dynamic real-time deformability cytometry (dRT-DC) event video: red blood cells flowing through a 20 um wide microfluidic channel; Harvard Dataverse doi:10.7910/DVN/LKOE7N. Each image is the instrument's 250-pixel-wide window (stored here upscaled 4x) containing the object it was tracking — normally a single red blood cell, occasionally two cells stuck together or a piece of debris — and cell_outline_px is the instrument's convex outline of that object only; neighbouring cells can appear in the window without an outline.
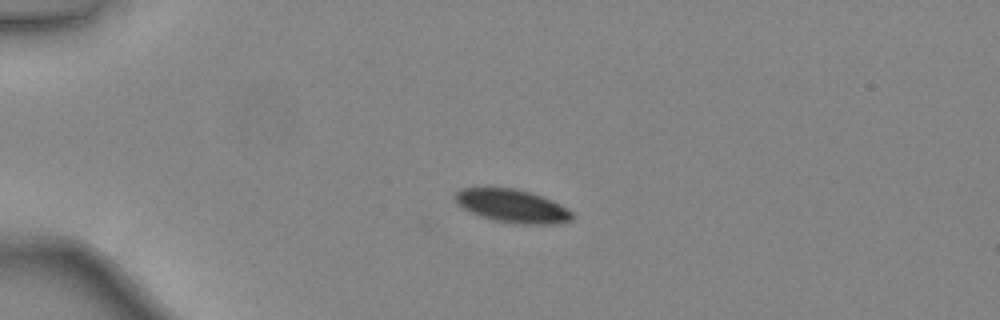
{"species": "common noctule bat (a hibernating species)", "species_latin": "Nyctalus noctula", "temperature_condition": "warm", "stored_images_in_passage": 36, "camera_frame_rate_fps": 3000, "um_per_image_px": 0.085, "animal": {"sex": "female", "body_mass_g": 24.6, "forearm_length_mm": 56.2}, "frame": {"image": 1, "passage_image": 1, "time_ms": 0.0, "image_size_px": [1000, 320], "cell_outline_px": [[572, 220], [560, 224], [516, 224], [492, 220], [480, 216], [456, 204], [452, 196], [460, 188], [516, 188], [552, 200], [568, 208], [572, 212]], "centroid_in_image_um": [43.53, 17.52], "position_along_channel_um": 41.5, "area_um2": 22.77}}
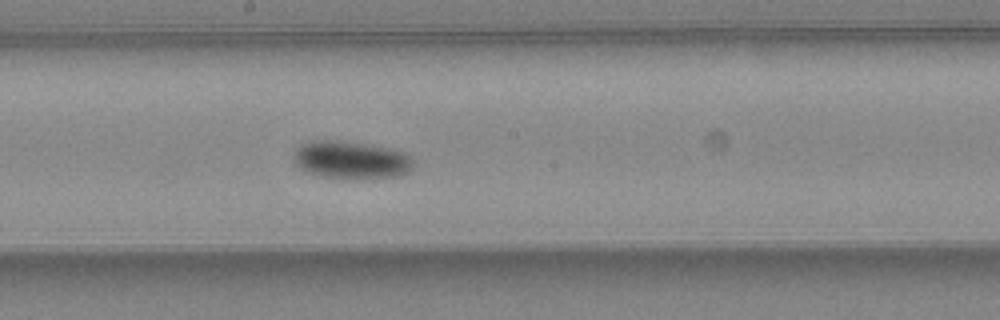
{"frame": {"image": 2, "passage_image": 16, "time_ms": 5.0, "image_size_px": [1000, 320], "cell_outline_px": [[416, 164], [408, 172], [400, 176], [372, 180], [340, 180], [320, 176], [308, 172], [300, 168], [296, 164], [292, 156], [296, 148], [300, 144], [312, 140], [340, 140], [388, 148], [408, 152]], "centroid_in_image_um": [29.88, 13.63], "position_along_channel_um": 218.3, "area_um2": 27.46}}
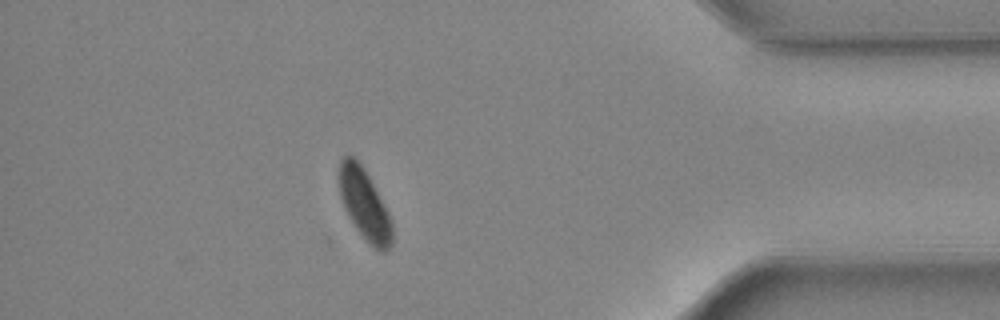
{"frame": {"image": 3, "passage_image": 31, "time_ms": 10.0, "image_size_px": [1000, 320], "cell_outline_px": [[392, 244], [384, 252], [380, 252], [356, 228], [348, 216], [344, 208], [340, 196], [336, 176], [336, 168], [340, 160], [348, 152], [364, 168], [388, 212], [392, 220]], "centroid_in_image_um": [30.92, 17.29], "position_along_channel_um": 404.3, "area_um2": 21.96}, "authors_computed_cell_mechanics": {"area_um2": 24.3916, "velocity_mm_per_s": 4.4059, "shape_relaxation_time_tau1_ms": 2.1779, "shape_relaxation_time_tau2_ms": null, "deformation_change_tau1": 0.0992, "deformation_change_tau2": null}}